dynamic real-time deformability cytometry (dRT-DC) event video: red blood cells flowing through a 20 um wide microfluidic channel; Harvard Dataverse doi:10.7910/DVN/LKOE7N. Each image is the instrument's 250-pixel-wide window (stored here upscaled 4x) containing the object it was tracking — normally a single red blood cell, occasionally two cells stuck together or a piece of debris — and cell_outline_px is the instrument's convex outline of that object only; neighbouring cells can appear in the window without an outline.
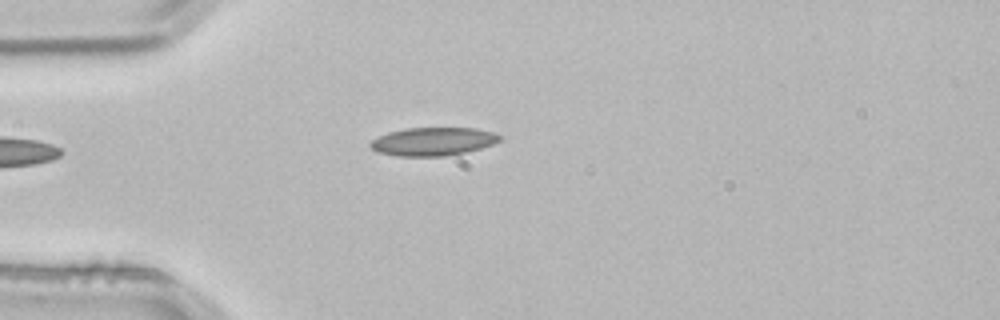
{"species": "common noctule bat (a hibernating species)", "species_latin": "Nyctalus noctula", "temperature_condition": "room temperature", "stored_images_in_passage": 3, "camera_frame_rate_fps": 3000, "um_per_image_px": 0.085, "animal": {"sex": "male", "body_mass_g": 21.5, "forearm_length_mm": 52.0}, "frame": {"image": 1, "passage_image": 3, "time_ms": 0.667, "image_size_px": [1000, 320], "cell_outline_px": [[500, 140], [492, 144], [480, 148], [464, 152], [444, 156], [396, 156], [380, 152], [372, 148], [368, 144], [372, 140], [388, 132], [408, 128], [476, 128], [492, 132], [500, 136]], "centroid_in_image_um": [36.79, 12.02], "position_along_channel_um": 48.2, "area_um2": 20.98}}